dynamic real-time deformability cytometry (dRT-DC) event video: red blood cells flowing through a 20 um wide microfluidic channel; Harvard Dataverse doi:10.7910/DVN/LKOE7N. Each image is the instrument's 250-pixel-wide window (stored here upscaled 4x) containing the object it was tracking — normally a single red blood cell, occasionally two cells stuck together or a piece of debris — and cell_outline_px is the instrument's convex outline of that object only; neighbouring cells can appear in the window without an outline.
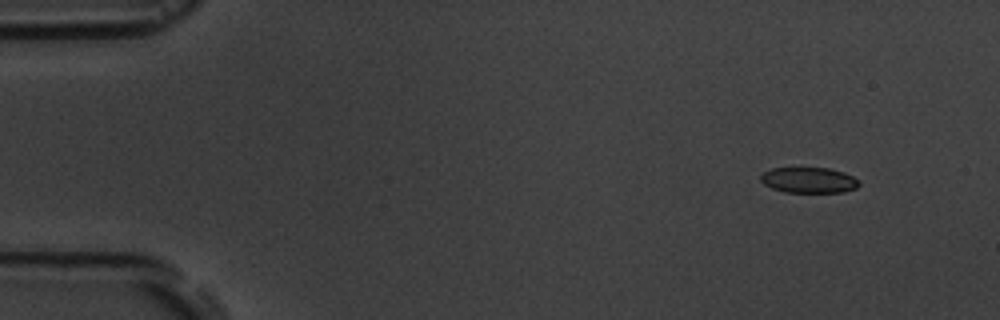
{"species": "common noctule bat (a hibernating species)", "species_latin": "Nyctalus noctula", "temperature_condition": "room temperature", "stored_images_in_passage": 5, "camera_frame_rate_fps": 3000, "um_per_image_px": 0.085, "animal": {"sex": "male", "body_mass_g": 19.5, "forearm_length_mm": 54.6}, "frame": {"image": 1, "passage_image": 2, "time_ms": 1.0, "image_size_px": [1000, 320], "cell_outline_px": [[860, 184], [856, 188], [844, 192], [784, 192], [772, 188], [764, 184], [760, 180], [760, 176], [764, 172], [772, 168], [828, 168], [844, 172], [852, 176]], "centroid_in_image_um": [68.73, 15.31], "position_along_channel_um": 16.3, "area_um2": 14.62}}
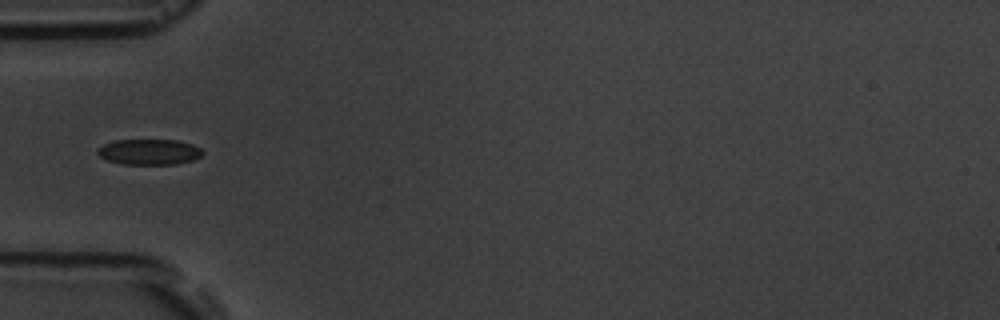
{"frame": {"image": 2, "passage_image": 5, "time_ms": 5.333, "image_size_px": [1000, 320], "cell_outline_px": [[204, 152], [200, 156], [192, 160], [176, 164], [120, 164], [108, 160], [100, 156], [96, 152], [96, 148], [104, 144], [116, 140], [176, 140], [192, 144], [200, 148]], "centroid_in_image_um": [12.66, 12.91], "position_along_channel_um": 72.3, "area_um2": 15.66}}